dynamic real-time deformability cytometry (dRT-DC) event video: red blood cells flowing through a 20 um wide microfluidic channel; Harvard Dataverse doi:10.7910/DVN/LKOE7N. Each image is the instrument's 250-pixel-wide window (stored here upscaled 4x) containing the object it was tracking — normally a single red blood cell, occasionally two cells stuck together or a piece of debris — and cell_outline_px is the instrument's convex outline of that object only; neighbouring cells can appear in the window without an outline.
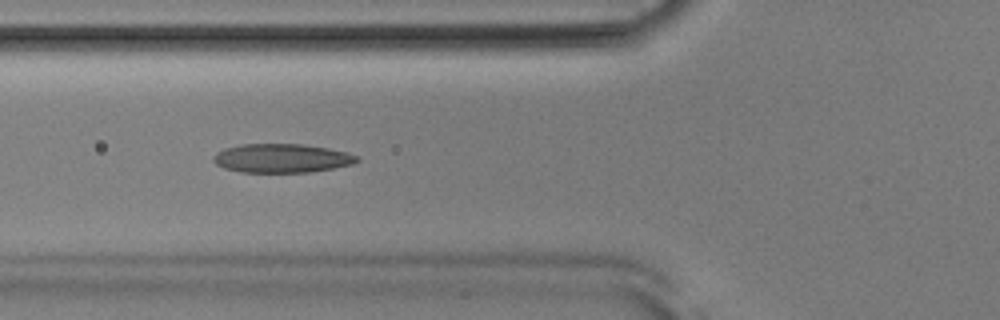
{"species": "Egyptian fruit bat (a non-hibernating species)", "species_latin": "Rousettus aegyptiacus", "temperature_condition": "room temperature", "stored_images_in_passage": 52, "camera_frame_rate_fps": 3000, "um_per_image_px": 0.085, "animal": {"sex": "male"}, "frame": {"image": 1, "passage_image": 19, "time_ms": 6.0, "image_size_px": [1000, 320], "cell_outline_px": [[360, 160], [352, 164], [332, 168], [308, 172], [240, 172], [224, 168], [216, 164], [212, 160], [212, 156], [216, 152], [224, 148], [240, 144], [304, 144], [328, 148], [348, 152], [360, 156]], "centroid_in_image_um": [23.94, 13.44], "position_along_channel_um": 101.9, "area_um2": 24.33}}
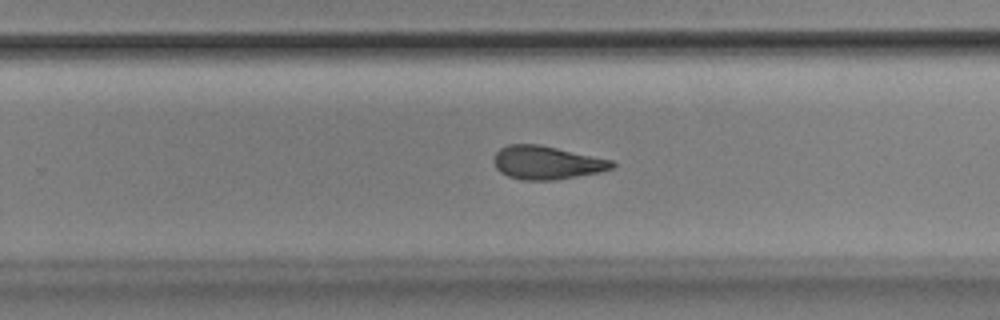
{"frame": {"image": 2, "passage_image": 33, "time_ms": 10.667, "image_size_px": [1000, 320], "cell_outline_px": [[616, 164], [612, 168], [600, 172], [552, 180], [520, 180], [508, 176], [500, 172], [496, 168], [492, 160], [496, 152], [500, 148], [508, 144], [540, 144], [612, 160]], "centroid_in_image_um": [46.43, 13.82], "position_along_channel_um": 283.4, "area_um2": 23.0}}
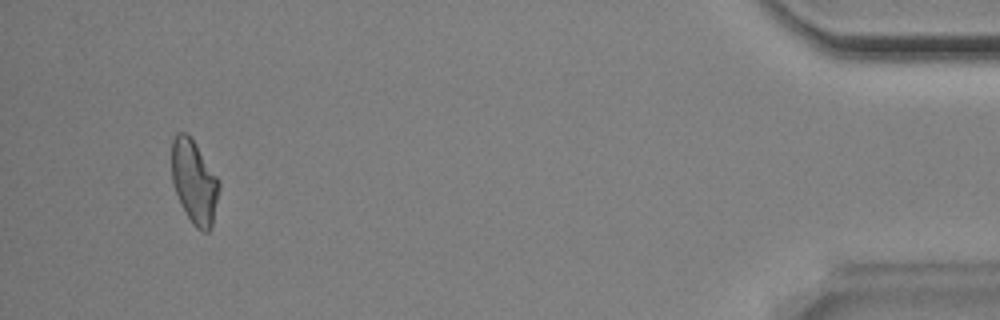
{"frame": {"image": 3, "passage_image": 49, "time_ms": 16.0, "image_size_px": [1000, 320], "cell_outline_px": [[220, 188], [212, 224], [208, 232], [204, 232], [196, 228], [192, 224], [176, 192], [172, 180], [172, 140], [176, 132], [188, 132], [220, 180]], "centroid_in_image_um": [16.52, 15.42], "position_along_channel_um": 418.7, "area_um2": 23.0}, "authors_computed_cell_mechanics": {"area_um2": 23.409, "velocity_mm_per_s": 3.901, "shape_relaxation_time_tau1_ms": 8.6889, "shape_relaxation_time_tau2_ms": 3.0883, "deformation_change_tau1": 0.2161, "deformation_change_tau2": 0.1173}}